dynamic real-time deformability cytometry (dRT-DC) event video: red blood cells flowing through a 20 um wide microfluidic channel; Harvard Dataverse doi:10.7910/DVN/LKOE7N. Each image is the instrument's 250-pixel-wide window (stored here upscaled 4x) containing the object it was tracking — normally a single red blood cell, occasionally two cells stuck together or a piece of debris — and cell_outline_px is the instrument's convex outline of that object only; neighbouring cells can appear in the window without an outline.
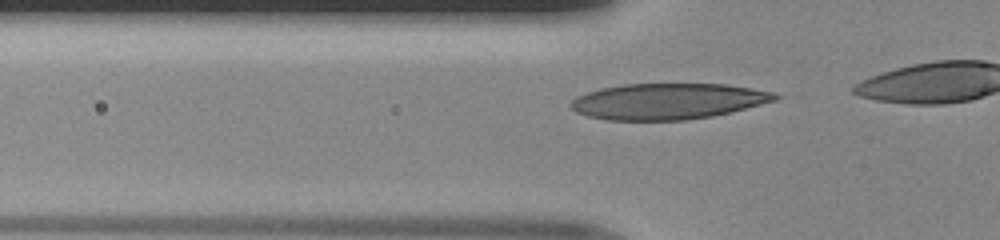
{"species": "human", "species_latin": "Homo sapiens", "temperature_condition": "room temperature", "stored_images_in_passage": 5, "camera_frame_rate_fps": 3000, "um_per_image_px": 0.085, "donor": {"sex": "male"}, "frame": {"image": 1, "passage_image": 2, "time_ms": 0.333, "image_size_px": [1000, 240], "cell_outline_px": [[784, 96], [776, 100], [732, 112], [712, 116], [684, 120], [608, 120], [588, 116], [576, 112], [568, 104], [576, 96], [600, 88], [624, 84], [724, 84], [752, 88], [776, 92]], "centroid_in_image_um": [56.8, 8.61], "position_along_channel_um": 69.0, "area_um2": 43.0}}